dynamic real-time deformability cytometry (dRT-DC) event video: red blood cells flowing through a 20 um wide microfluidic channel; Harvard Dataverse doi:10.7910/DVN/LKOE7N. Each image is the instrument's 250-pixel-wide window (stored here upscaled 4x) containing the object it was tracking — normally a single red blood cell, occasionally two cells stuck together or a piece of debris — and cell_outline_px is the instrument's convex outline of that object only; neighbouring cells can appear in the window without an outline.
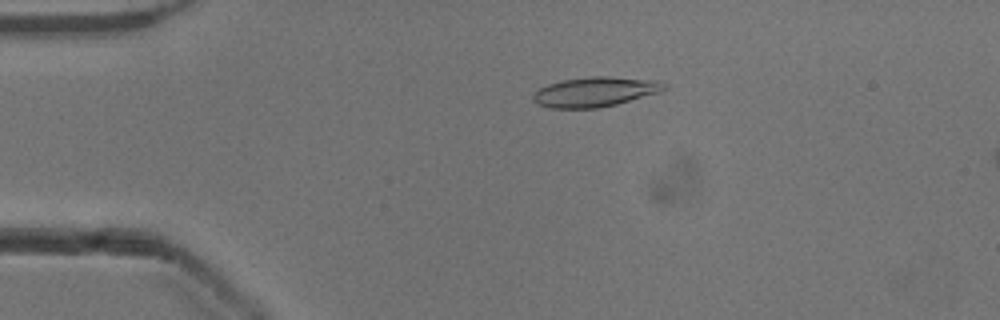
{"species": "common noctule bat (a hibernating species)", "species_latin": "Nyctalus noctula", "temperature_condition": "cold", "stored_images_in_passage": 46, "camera_frame_rate_fps": 3000, "um_per_image_px": 0.085, "animal": {"sex": "male", "body_mass_g": 13.3}, "frame": {"image": 1, "passage_image": 5, "time_ms": 1.333, "image_size_px": [1000, 320], "cell_outline_px": [[668, 88], [660, 92], [616, 104], [596, 108], [552, 108], [536, 104], [532, 100], [532, 96], [540, 88], [548, 84], [564, 80], [592, 76], [608, 76], [660, 80], [668, 84]], "centroid_in_image_um": [50.63, 7.8], "position_along_channel_um": 34.4, "area_um2": 22.83}}
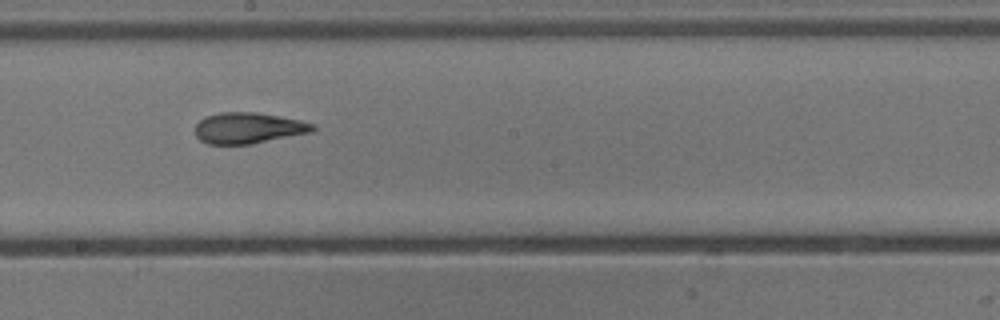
{"frame": {"image": 2, "passage_image": 23, "time_ms": 7.333, "image_size_px": [1000, 320], "cell_outline_px": [[316, 128], [312, 132], [252, 144], [208, 144], [200, 140], [196, 136], [196, 124], [204, 116], [220, 112], [256, 112], [300, 120], [316, 124]], "centroid_in_image_um": [21.11, 10.88], "position_along_channel_um": 227.1, "area_um2": 21.33}}
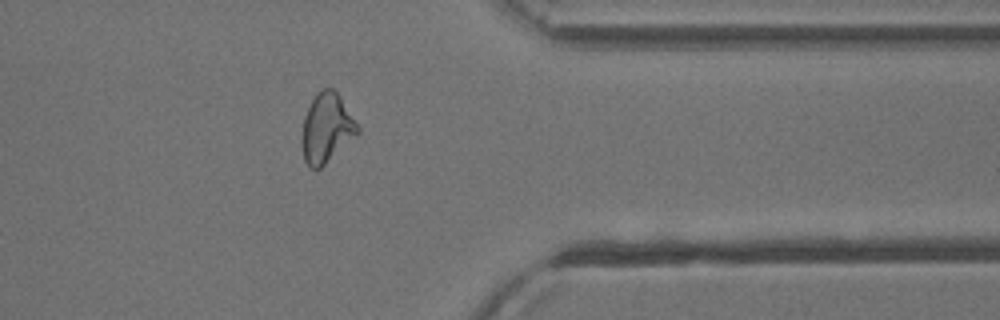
{"frame": {"image": 3, "passage_image": 36, "time_ms": 11.667, "image_size_px": [1000, 320], "cell_outline_px": [[360, 132], [320, 168], [312, 168], [304, 160], [300, 144], [300, 140], [304, 116], [316, 92], [320, 88], [332, 88], [340, 96], [360, 128]], "centroid_in_image_um": [27.73, 10.87], "position_along_channel_um": 383.7, "area_um2": 22.48}, "authors_computed_cell_mechanics": {"area_um2": 21.7906, "velocity_mm_per_s": 3.9061, "shape_relaxation_time_tau1_ms": 5.3332, "shape_relaxation_time_tau2_ms": 1.6365, "deformation_change_tau1": 0.1892, "deformation_change_tau2": 0.0938}}